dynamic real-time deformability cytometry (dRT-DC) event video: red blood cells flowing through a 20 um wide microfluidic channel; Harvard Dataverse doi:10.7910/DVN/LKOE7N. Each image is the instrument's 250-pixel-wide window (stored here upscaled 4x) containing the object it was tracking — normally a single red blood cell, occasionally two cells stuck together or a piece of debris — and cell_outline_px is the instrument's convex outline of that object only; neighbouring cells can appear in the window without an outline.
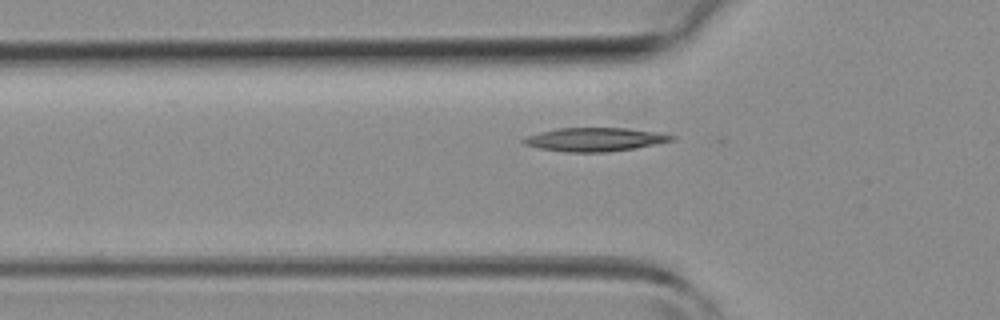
{"species": "common noctule bat (a hibernating species)", "species_latin": "Nyctalus noctula", "temperature_condition": "room temperature", "stored_images_in_passage": 42, "camera_frame_rate_fps": 3000, "um_per_image_px": 0.085, "animal": {"sex": "female", "body_mass_g": 19.3, "forearm_length_mm": 54.1}, "frame": {"image": 1, "passage_image": 12, "time_ms": 3.667, "image_size_px": [1000, 320], "cell_outline_px": [[676, 136], [672, 140], [632, 148], [608, 152], [564, 152], [540, 148], [524, 144], [520, 140], [528, 136], [540, 132], [556, 128], [628, 128], [660, 132]], "centroid_in_image_um": [50.53, 11.84], "position_along_channel_um": 75.3, "area_um2": 20.17}}
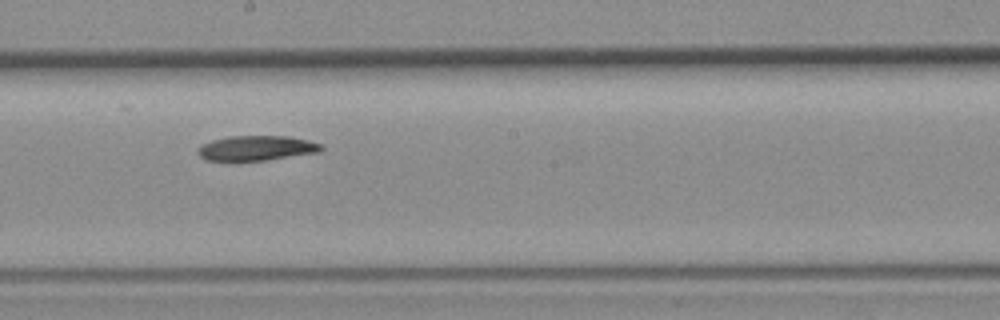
{"frame": {"image": 2, "passage_image": 22, "time_ms": 7.0, "image_size_px": [1000, 320], "cell_outline_px": [[324, 148], [320, 152], [264, 160], [208, 160], [200, 156], [200, 148], [204, 144], [212, 140], [228, 136], [288, 136], [320, 144]], "centroid_in_image_um": [21.84, 12.58], "position_along_channel_um": 226.4, "area_um2": 17.4}}
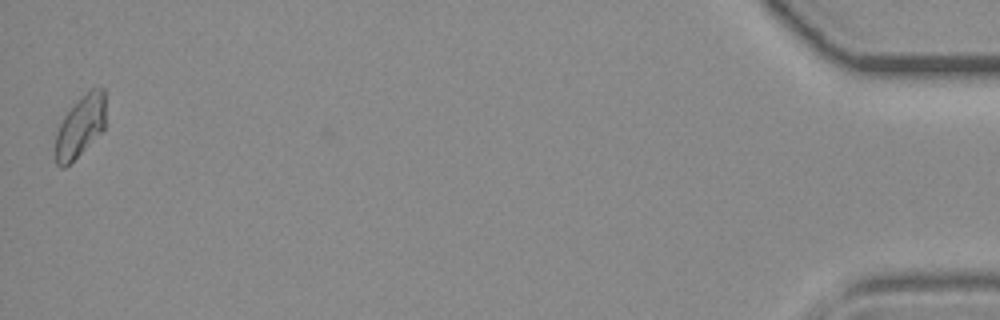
{"frame": {"image": 3, "passage_image": 42, "time_ms": 13.667, "image_size_px": [1000, 320], "cell_outline_px": [[104, 128], [64, 168], [60, 168], [56, 164], [56, 132], [64, 116], [92, 88], [104, 88]], "centroid_in_image_um": [6.8, 10.76], "position_along_channel_um": 428.4, "area_um2": 16.99}}